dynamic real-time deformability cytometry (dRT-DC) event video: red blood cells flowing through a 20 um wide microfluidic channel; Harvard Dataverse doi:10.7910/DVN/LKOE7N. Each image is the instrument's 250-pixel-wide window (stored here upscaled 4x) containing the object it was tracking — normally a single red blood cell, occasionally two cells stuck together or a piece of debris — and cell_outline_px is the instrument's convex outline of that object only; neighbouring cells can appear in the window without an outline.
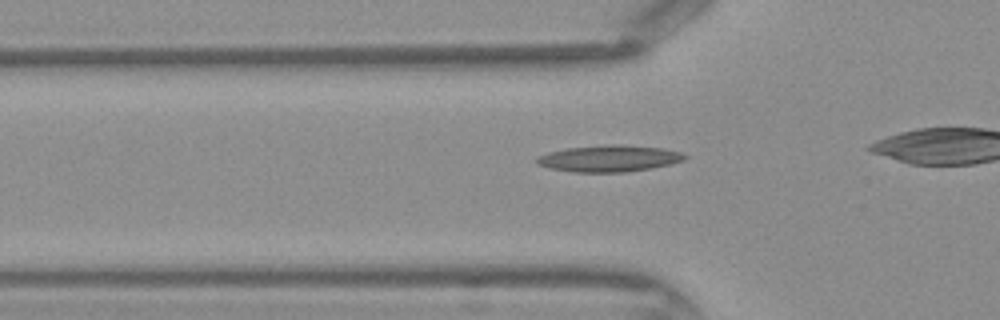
{"species": "Egyptian fruit bat (a non-hibernating species)", "species_latin": "Rousettus aegyptiacus", "temperature_condition": "warm", "stored_images_in_passage": 26, "camera_frame_rate_fps": 3000, "um_per_image_px": 0.085, "frame": {"image": 1, "passage_image": 6, "time_ms": 1.667, "image_size_px": [1000, 320], "cell_outline_px": [[688, 156], [684, 160], [652, 168], [624, 172], [572, 172], [552, 168], [536, 164], [536, 156], [548, 152], [568, 148], [608, 144], [620, 144], [660, 148], [680, 152]], "centroid_in_image_um": [51.74, 13.47], "position_along_channel_um": 74.1, "area_um2": 22.77}}
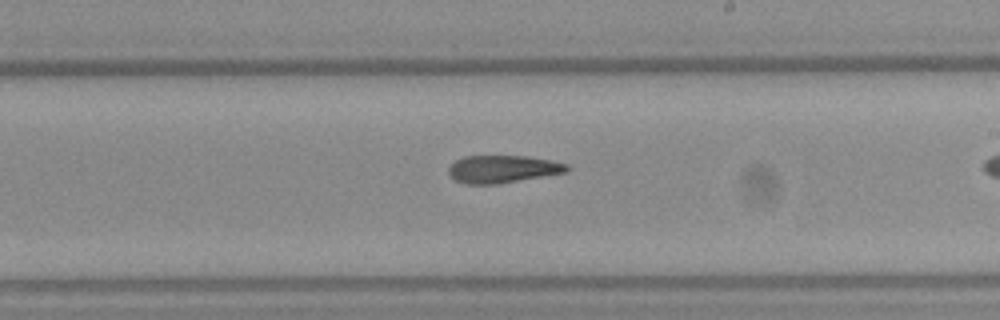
{"frame": {"image": 2, "passage_image": 17, "time_ms": 5.333, "image_size_px": [1000, 320], "cell_outline_px": [[572, 168], [568, 172], [496, 184], [464, 184], [456, 180], [448, 172], [448, 168], [456, 160], [464, 156], [528, 156], [552, 160], [568, 164]], "centroid_in_image_um": [42.78, 14.36], "position_along_channel_um": 246.2, "area_um2": 19.07}}
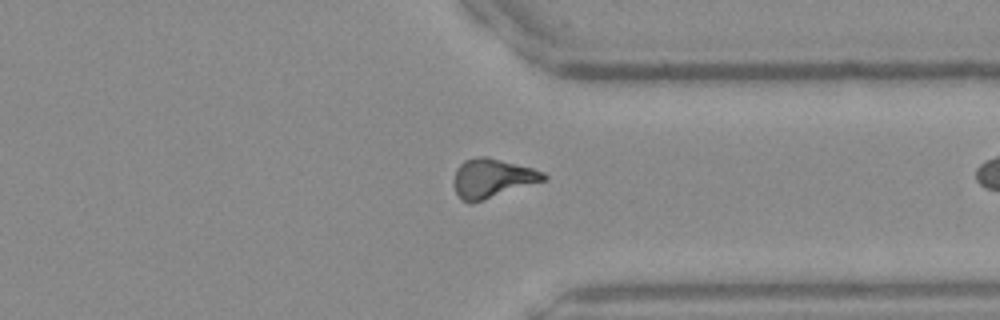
{"frame": {"image": 3, "passage_image": 25, "time_ms": 8.0, "image_size_px": [1000, 320], "cell_outline_px": [[548, 180], [472, 204], [468, 204], [460, 200], [452, 184], [452, 180], [456, 168], [464, 160], [480, 156], [488, 156], [532, 168], [544, 172], [548, 176]], "centroid_in_image_um": [41.82, 15.17], "position_along_channel_um": 369.6, "area_um2": 21.04}}